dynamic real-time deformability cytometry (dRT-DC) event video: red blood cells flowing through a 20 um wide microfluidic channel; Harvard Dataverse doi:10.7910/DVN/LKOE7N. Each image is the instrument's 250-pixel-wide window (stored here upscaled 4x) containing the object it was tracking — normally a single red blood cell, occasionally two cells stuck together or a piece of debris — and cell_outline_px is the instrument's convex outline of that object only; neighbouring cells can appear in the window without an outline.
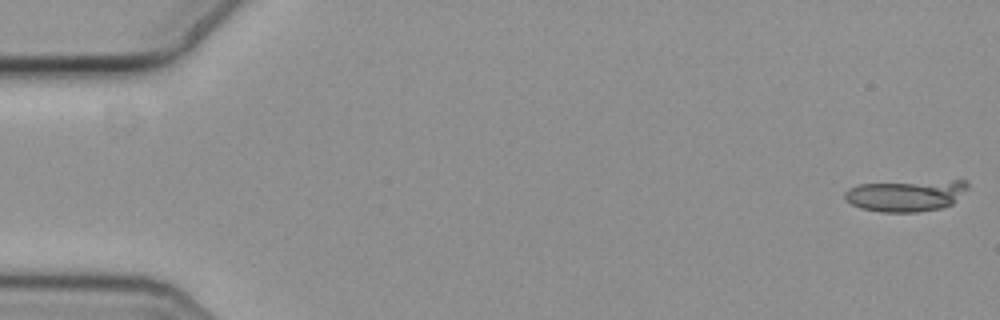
{"species": "common noctule bat (a hibernating species)", "species_latin": "Nyctalus noctula", "temperature_condition": "cold", "stored_images_in_passage": 12, "camera_frame_rate_fps": 3000, "um_per_image_px": 0.085, "animal": {"sex": "female", "body_mass_g": 19.3, "forearm_length_mm": 54.1}, "frame": {"image": 1, "passage_image": 1, "time_ms": 0.0, "image_size_px": [1000, 320], "cell_outline_px": [[968, 188], [952, 204], [940, 208], [916, 212], [880, 212], [860, 208], [852, 204], [844, 196], [844, 192], [848, 188], [860, 184], [952, 180], [964, 180], [968, 184]], "centroid_in_image_um": [77.0, 16.62], "position_along_channel_um": 8.0, "area_um2": 22.43}}